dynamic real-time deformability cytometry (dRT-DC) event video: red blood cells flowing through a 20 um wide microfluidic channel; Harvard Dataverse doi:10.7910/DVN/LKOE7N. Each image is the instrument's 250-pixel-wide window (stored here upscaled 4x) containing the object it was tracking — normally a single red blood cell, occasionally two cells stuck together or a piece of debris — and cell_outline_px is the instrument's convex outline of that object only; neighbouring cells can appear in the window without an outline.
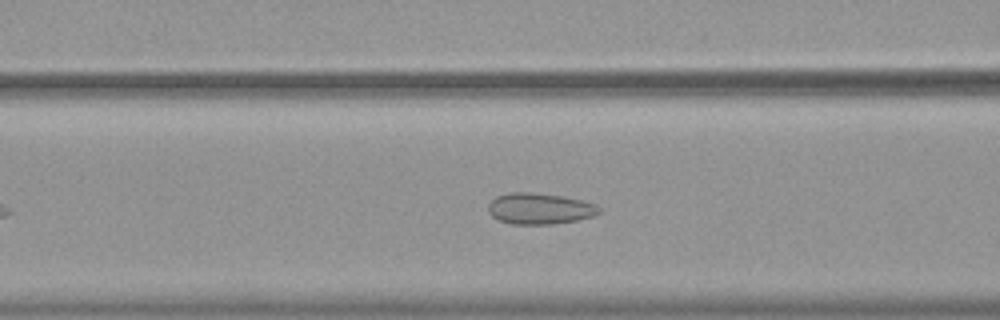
{"species": "common noctule bat (a hibernating species)", "species_latin": "Nyctalus noctula", "temperature_condition": "warm", "stored_images_in_passage": 41, "camera_frame_rate_fps": 3000, "um_per_image_px": 0.085, "animal": {"sex": "female", "body_mass_g": 19.9}, "frame": {"image": 1, "passage_image": 9, "time_ms": 2.667, "image_size_px": [1000, 320], "cell_outline_px": [[600, 212], [592, 216], [576, 220], [552, 224], [512, 224], [500, 220], [492, 216], [488, 212], [488, 204], [496, 196], [508, 192], [532, 192], [560, 196], [580, 200], [596, 204], [600, 208]], "centroid_in_image_um": [45.84, 17.73], "position_along_channel_um": 120.8, "area_um2": 20.0}}
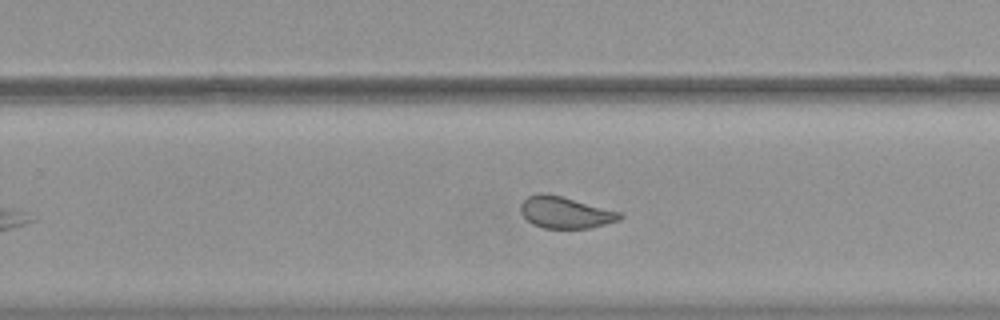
{"frame": {"image": 2, "passage_image": 22, "time_ms": 7.0, "image_size_px": [1000, 320], "cell_outline_px": [[624, 216], [620, 220], [588, 228], [544, 228], [532, 224], [520, 212], [520, 204], [528, 196], [540, 192], [548, 192], [620, 212]], "centroid_in_image_um": [48.02, 18.04], "position_along_channel_um": 281.8, "area_um2": 18.32}}
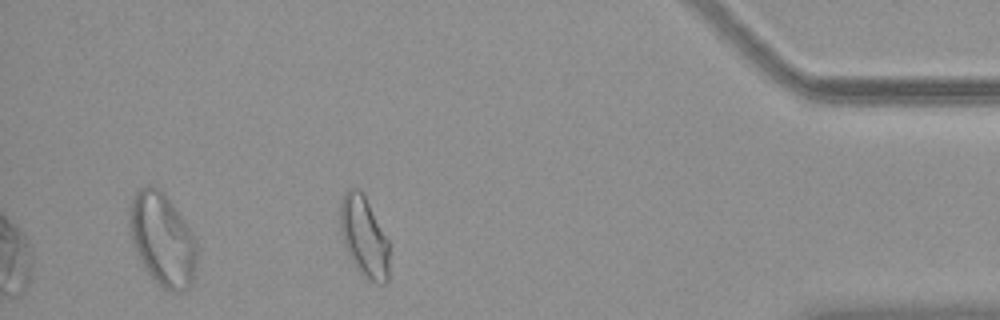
{"frame": {"image": 3, "passage_image": 35, "time_ms": 11.333, "image_size_px": [1000, 320], "cell_outline_px": [[388, 280], [384, 284], [376, 284], [368, 280], [356, 268], [344, 248], [340, 228], [340, 200], [344, 192], [348, 188], [360, 188], [364, 192], [388, 240]], "centroid_in_image_um": [30.92, 20.09], "position_along_channel_um": 404.3, "area_um2": 23.47}, "authors_computed_cell_mechanics": {"area_um2": 19.9988, "velocity_mm_per_s": 3.7249, "shape_relaxation_time_tau1_ms": null, "shape_relaxation_time_tau2_ms": 0.7926, "deformation_change_tau1": null, "deformation_change_tau2": 0.0685}}